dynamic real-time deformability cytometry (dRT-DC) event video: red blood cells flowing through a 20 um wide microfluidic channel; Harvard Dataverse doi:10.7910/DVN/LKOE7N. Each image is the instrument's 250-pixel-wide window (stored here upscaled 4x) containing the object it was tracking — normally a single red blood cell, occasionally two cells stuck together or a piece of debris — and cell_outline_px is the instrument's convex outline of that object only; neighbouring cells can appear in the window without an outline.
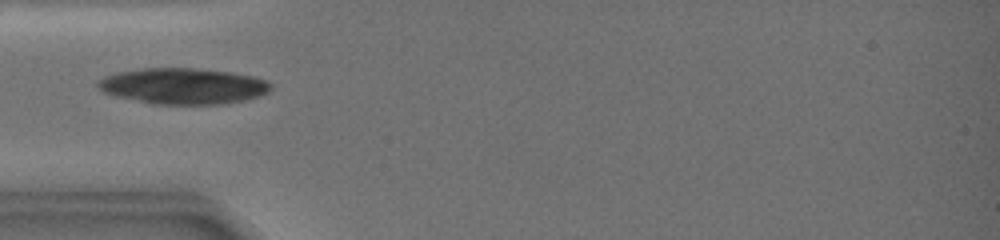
{"species": "common noctule bat (a hibernating species)", "species_latin": "Nyctalus noctula", "temperature_condition": "warm", "stored_images_in_passage": 8, "camera_frame_rate_fps": 3000, "um_per_image_px": 0.085, "animal": {"sex": "female", "body_mass_g": 19.0, "forearm_length_mm": 51.5}, "frame": {"image": 1, "passage_image": 1, "time_ms": 0.0, "image_size_px": [1000, 240], "cell_outline_px": [[268, 88], [264, 92], [256, 96], [240, 100], [208, 104], [164, 104], [120, 96], [108, 92], [100, 88], [100, 80], [108, 76], [120, 72], [144, 68], [188, 68], [228, 72], [252, 76], [264, 80], [268, 84]], "centroid_in_image_um": [15.57, 7.29], "position_along_channel_um": 69.4, "area_um2": 34.28}}
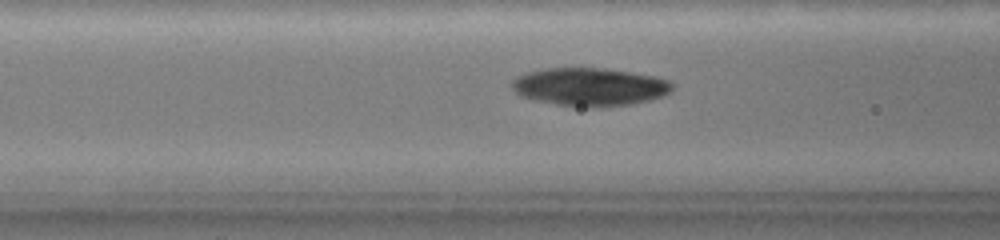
{"frame": {"image": 2, "passage_image": 7, "time_ms": 1.333, "image_size_px": [1000, 240], "cell_outline_px": [[672, 88], [668, 92], [644, 100], [624, 104], [556, 104], [528, 96], [520, 92], [512, 84], [520, 76], [528, 72], [544, 68], [604, 68], [652, 76], [664, 80], [672, 84]], "centroid_in_image_um": [50.13, 7.31], "position_along_channel_um": 116.5, "area_um2": 32.89}}